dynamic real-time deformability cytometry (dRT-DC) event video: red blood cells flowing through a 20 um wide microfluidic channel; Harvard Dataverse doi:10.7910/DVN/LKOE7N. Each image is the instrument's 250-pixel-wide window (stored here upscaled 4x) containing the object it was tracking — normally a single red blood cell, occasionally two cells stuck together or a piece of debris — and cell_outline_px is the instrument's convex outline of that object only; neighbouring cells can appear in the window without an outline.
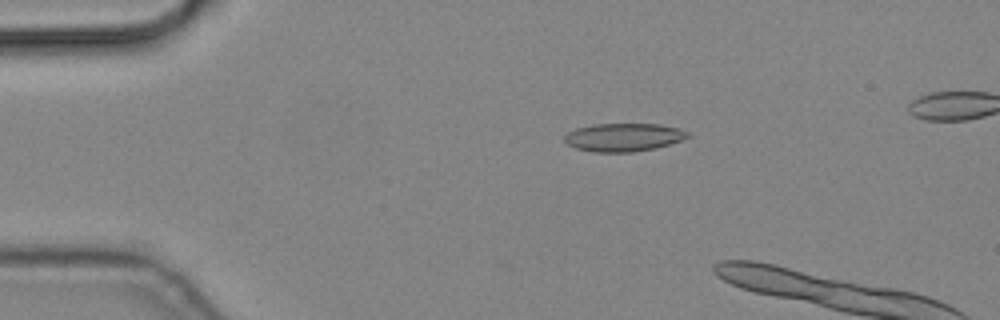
{"species": "common noctule bat (a hibernating species)", "species_latin": "Nyctalus noctula", "temperature_condition": "cold", "stored_images_in_passage": 6, "camera_frame_rate_fps": 3000, "um_per_image_px": 0.085, "animal": {"sex": "male", "body_mass_g": 19.2, "forearm_length_mm": 51.8}, "frame": {"image": 1, "passage_image": 4, "time_ms": 1.0, "image_size_px": [1000, 320], "cell_outline_px": [[692, 136], [656, 148], [636, 152], [592, 152], [576, 148], [568, 144], [564, 140], [564, 136], [568, 132], [576, 128], [592, 124], [660, 124], [680, 128], [688, 132]], "centroid_in_image_um": [53.01, 11.67], "position_along_channel_um": 32.0, "area_um2": 20.35}}